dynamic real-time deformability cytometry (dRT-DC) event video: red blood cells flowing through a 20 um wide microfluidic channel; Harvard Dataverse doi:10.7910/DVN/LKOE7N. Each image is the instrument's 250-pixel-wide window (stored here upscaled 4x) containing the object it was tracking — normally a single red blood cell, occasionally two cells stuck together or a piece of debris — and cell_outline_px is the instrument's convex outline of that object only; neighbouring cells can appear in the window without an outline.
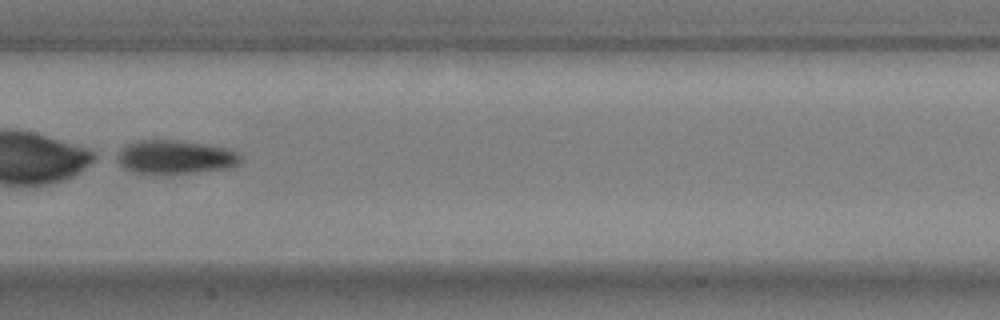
{"species": "common noctule bat (a hibernating species)", "species_latin": "Nyctalus noctula", "temperature_condition": "warm", "stored_images_in_passage": 48, "camera_frame_rate_fps": 3000, "um_per_image_px": 0.085, "animal": {"sex": "male", "body_mass_g": 17.9, "forearm_length_mm": 54.2}, "frame": {"image": 1, "passage_image": 27, "time_ms": 8.667, "image_size_px": [1000, 320], "cell_outline_px": [[240, 164], [228, 168], [160, 176], [156, 176], [132, 172], [124, 168], [112, 160], [112, 156], [128, 144], [140, 140], [180, 140], [212, 144], [232, 148], [240, 156]], "centroid_in_image_um": [14.83, 13.37], "position_along_channel_um": 192.6, "area_um2": 25.37}}
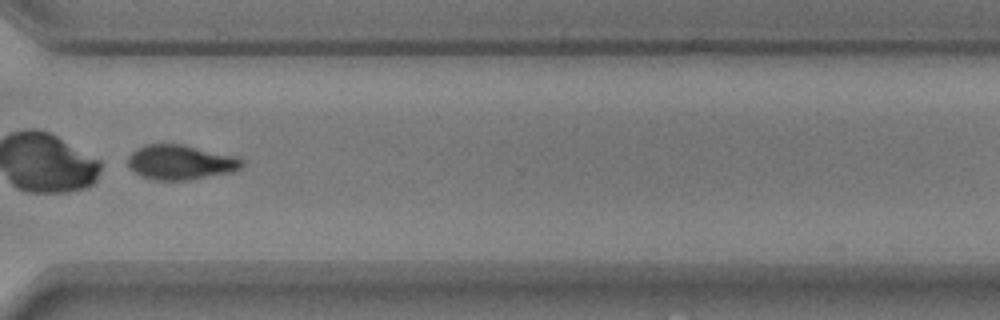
{"frame": {"image": 2, "passage_image": 40, "time_ms": 13.0, "image_size_px": [1000, 320], "cell_outline_px": [[244, 164], [240, 168], [232, 172], [184, 180], [156, 180], [140, 176], [128, 164], [128, 156], [132, 152], [148, 144], [184, 144], [240, 156], [244, 160]], "centroid_in_image_um": [15.41, 13.78], "position_along_channel_um": 355.2, "area_um2": 23.12}}